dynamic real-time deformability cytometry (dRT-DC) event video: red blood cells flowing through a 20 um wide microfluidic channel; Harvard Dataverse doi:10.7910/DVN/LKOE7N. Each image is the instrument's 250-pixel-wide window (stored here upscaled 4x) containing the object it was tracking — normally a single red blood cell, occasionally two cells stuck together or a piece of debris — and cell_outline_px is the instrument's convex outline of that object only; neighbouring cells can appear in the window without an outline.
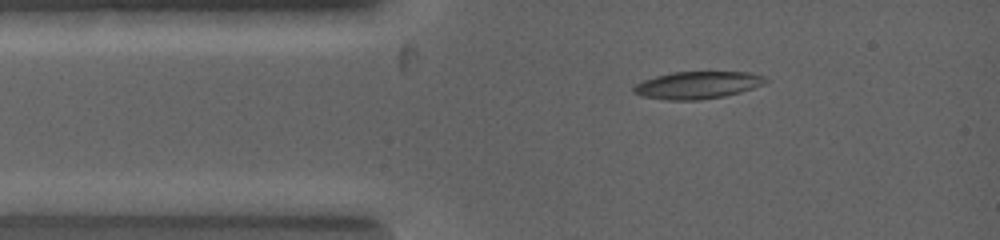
{"species": "common noctule bat (a hibernating species)", "species_latin": "Nyctalus noctula", "temperature_condition": "warm", "stored_images_in_passage": 2, "camera_frame_rate_fps": 5000, "um_per_image_px": 0.085, "animal": {"sex": "female", "body_mass_g": 19.0, "forearm_length_mm": 53.3}, "frame": {"image": 1, "passage_image": 1, "time_ms": 0.0, "image_size_px": [1000, 240], "cell_outline_px": [[768, 80], [752, 88], [740, 92], [724, 96], [700, 100], [668, 100], [644, 96], [632, 92], [632, 88], [636, 84], [644, 80], [656, 76], [672, 72], [752, 72], [764, 76]], "centroid_in_image_um": [59.27, 7.23], "position_along_channel_um": 25.7, "area_um2": 20.81}}